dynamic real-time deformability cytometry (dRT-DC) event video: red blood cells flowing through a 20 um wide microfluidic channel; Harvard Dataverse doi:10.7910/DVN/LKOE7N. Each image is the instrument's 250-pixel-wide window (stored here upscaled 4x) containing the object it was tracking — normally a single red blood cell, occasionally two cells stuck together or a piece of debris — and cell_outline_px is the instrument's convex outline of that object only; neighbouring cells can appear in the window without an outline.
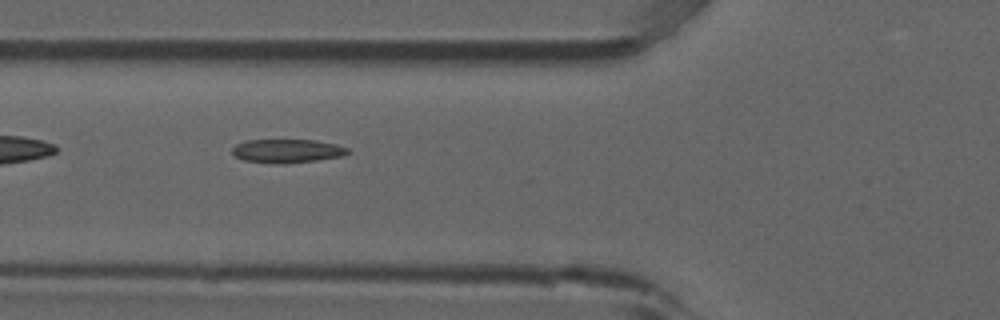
{"species": "common noctule bat (a hibernating species)", "species_latin": "Nyctalus noctula", "temperature_condition": "room temperature", "stored_images_in_passage": 14, "camera_frame_rate_fps": 3000, "um_per_image_px": 0.085, "animal": {"sex": "male", "forearm_length_mm": 52.5}, "frame": {"image": 1, "passage_image": 3, "time_ms": 0.667, "image_size_px": [1000, 320], "cell_outline_px": [[348, 152], [344, 156], [316, 160], [284, 164], [280, 164], [244, 160], [236, 156], [232, 152], [232, 148], [236, 144], [244, 140], [316, 140], [336, 144], [348, 148]], "centroid_in_image_um": [24.41, 12.82], "position_along_channel_um": 101.4, "area_um2": 15.9}}
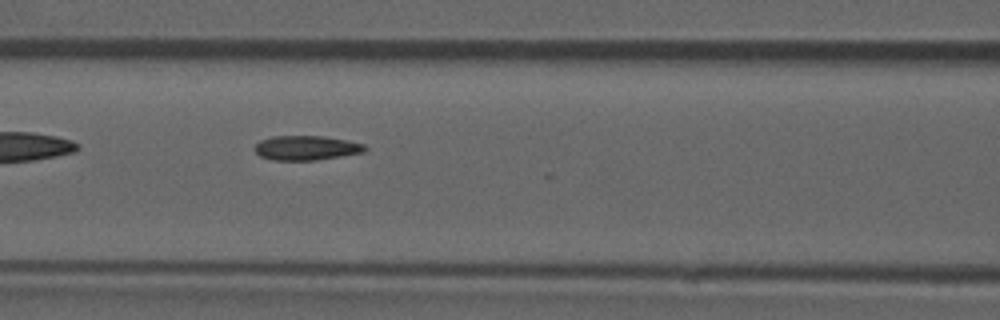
{"frame": {"image": 2, "passage_image": 6, "time_ms": 1.667, "image_size_px": [1000, 320], "cell_outline_px": [[368, 148], [364, 152], [316, 160], [272, 160], [260, 156], [252, 148], [260, 140], [272, 136], [324, 136], [364, 144]], "centroid_in_image_um": [26.0, 12.57], "position_along_channel_um": 140.6, "area_um2": 15.72}}